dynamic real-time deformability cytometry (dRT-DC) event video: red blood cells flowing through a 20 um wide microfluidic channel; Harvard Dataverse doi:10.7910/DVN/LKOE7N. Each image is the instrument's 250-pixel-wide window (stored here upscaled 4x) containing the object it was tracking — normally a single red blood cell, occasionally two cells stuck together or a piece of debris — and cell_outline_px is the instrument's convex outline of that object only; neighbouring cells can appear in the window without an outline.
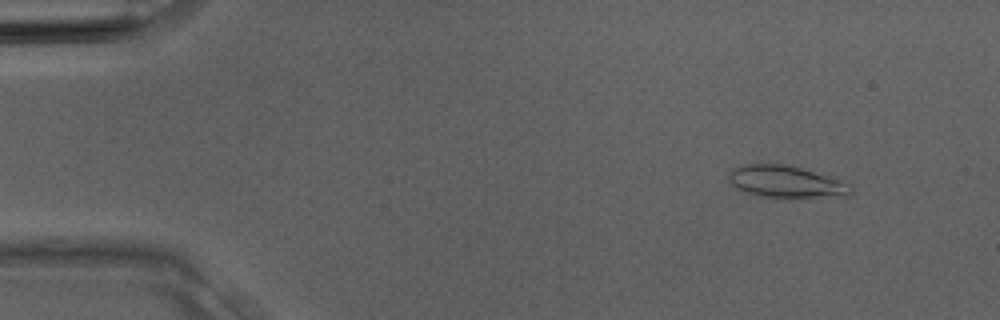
{"species": "Egyptian fruit bat (a non-hibernating species)", "species_latin": "Rousettus aegyptiacus", "temperature_condition": "room temperature", "stored_images_in_passage": 4, "camera_frame_rate_fps": 3000, "um_per_image_px": 0.085, "animal": {"sex": "male"}, "frame": {"image": 1, "passage_image": 1, "time_ms": 0.0, "image_size_px": [1000, 320], "cell_outline_px": [[852, 192], [848, 196], [764, 196], [744, 192], [736, 188], [728, 180], [728, 176], [732, 168], [744, 164], [784, 164], [832, 176], [852, 184]], "centroid_in_image_um": [66.82, 15.42], "position_along_channel_um": 18.2, "area_um2": 22.48}}